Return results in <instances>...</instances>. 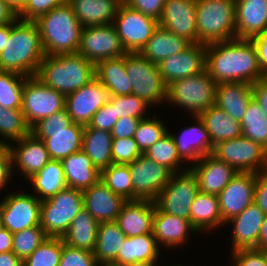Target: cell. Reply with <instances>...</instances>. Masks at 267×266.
Wrapping results in <instances>:
<instances>
[{
	"label": "cell",
	"instance_id": "6da1fadb",
	"mask_svg": "<svg viewBox=\"0 0 267 266\" xmlns=\"http://www.w3.org/2000/svg\"><path fill=\"white\" fill-rule=\"evenodd\" d=\"M206 69L217 84H254L266 76L259 67L257 50L251 39L235 38L206 44Z\"/></svg>",
	"mask_w": 267,
	"mask_h": 266
},
{
	"label": "cell",
	"instance_id": "7a4b0ae2",
	"mask_svg": "<svg viewBox=\"0 0 267 266\" xmlns=\"http://www.w3.org/2000/svg\"><path fill=\"white\" fill-rule=\"evenodd\" d=\"M44 56L39 30L34 21L17 18L9 22V38L0 53V71L35 76Z\"/></svg>",
	"mask_w": 267,
	"mask_h": 266
},
{
	"label": "cell",
	"instance_id": "3957f363",
	"mask_svg": "<svg viewBox=\"0 0 267 266\" xmlns=\"http://www.w3.org/2000/svg\"><path fill=\"white\" fill-rule=\"evenodd\" d=\"M39 30L45 55L77 53L83 26L65 3L33 20Z\"/></svg>",
	"mask_w": 267,
	"mask_h": 266
},
{
	"label": "cell",
	"instance_id": "277c9868",
	"mask_svg": "<svg viewBox=\"0 0 267 266\" xmlns=\"http://www.w3.org/2000/svg\"><path fill=\"white\" fill-rule=\"evenodd\" d=\"M35 77L67 96L95 78V64L78 53L45 55Z\"/></svg>",
	"mask_w": 267,
	"mask_h": 266
},
{
	"label": "cell",
	"instance_id": "5b68a950",
	"mask_svg": "<svg viewBox=\"0 0 267 266\" xmlns=\"http://www.w3.org/2000/svg\"><path fill=\"white\" fill-rule=\"evenodd\" d=\"M197 43L236 38L235 0H197Z\"/></svg>",
	"mask_w": 267,
	"mask_h": 266
},
{
	"label": "cell",
	"instance_id": "8992f818",
	"mask_svg": "<svg viewBox=\"0 0 267 266\" xmlns=\"http://www.w3.org/2000/svg\"><path fill=\"white\" fill-rule=\"evenodd\" d=\"M83 208L82 191L66 187L56 195L41 201L40 226L48 237L62 238L73 218Z\"/></svg>",
	"mask_w": 267,
	"mask_h": 266
},
{
	"label": "cell",
	"instance_id": "52a82bcc",
	"mask_svg": "<svg viewBox=\"0 0 267 266\" xmlns=\"http://www.w3.org/2000/svg\"><path fill=\"white\" fill-rule=\"evenodd\" d=\"M216 86L205 69L169 84L166 100L190 111L193 117L199 116L215 104Z\"/></svg>",
	"mask_w": 267,
	"mask_h": 266
},
{
	"label": "cell",
	"instance_id": "ba28073f",
	"mask_svg": "<svg viewBox=\"0 0 267 266\" xmlns=\"http://www.w3.org/2000/svg\"><path fill=\"white\" fill-rule=\"evenodd\" d=\"M125 69L132 86V94L152 106L167 98V86L162 80L158 64L140 53L125 54Z\"/></svg>",
	"mask_w": 267,
	"mask_h": 266
},
{
	"label": "cell",
	"instance_id": "9c48e42d",
	"mask_svg": "<svg viewBox=\"0 0 267 266\" xmlns=\"http://www.w3.org/2000/svg\"><path fill=\"white\" fill-rule=\"evenodd\" d=\"M212 155L238 173L258 174L267 171V150L244 136L217 143L213 147Z\"/></svg>",
	"mask_w": 267,
	"mask_h": 266
},
{
	"label": "cell",
	"instance_id": "30bf717a",
	"mask_svg": "<svg viewBox=\"0 0 267 266\" xmlns=\"http://www.w3.org/2000/svg\"><path fill=\"white\" fill-rule=\"evenodd\" d=\"M199 192L198 181L194 172L188 168L181 173H173L169 183L161 190L156 206L167 214L184 218L191 222V205Z\"/></svg>",
	"mask_w": 267,
	"mask_h": 266
},
{
	"label": "cell",
	"instance_id": "8fae6325",
	"mask_svg": "<svg viewBox=\"0 0 267 266\" xmlns=\"http://www.w3.org/2000/svg\"><path fill=\"white\" fill-rule=\"evenodd\" d=\"M65 108V96L43 84L37 77L25 80L21 109L31 128L39 120Z\"/></svg>",
	"mask_w": 267,
	"mask_h": 266
},
{
	"label": "cell",
	"instance_id": "7c38bea8",
	"mask_svg": "<svg viewBox=\"0 0 267 266\" xmlns=\"http://www.w3.org/2000/svg\"><path fill=\"white\" fill-rule=\"evenodd\" d=\"M113 25L127 53H139L159 26V22L122 2Z\"/></svg>",
	"mask_w": 267,
	"mask_h": 266
},
{
	"label": "cell",
	"instance_id": "4fadbf2b",
	"mask_svg": "<svg viewBox=\"0 0 267 266\" xmlns=\"http://www.w3.org/2000/svg\"><path fill=\"white\" fill-rule=\"evenodd\" d=\"M78 54L92 63L124 56V49L113 24L83 27Z\"/></svg>",
	"mask_w": 267,
	"mask_h": 266
},
{
	"label": "cell",
	"instance_id": "5bb4252c",
	"mask_svg": "<svg viewBox=\"0 0 267 266\" xmlns=\"http://www.w3.org/2000/svg\"><path fill=\"white\" fill-rule=\"evenodd\" d=\"M134 200L155 201L161 190L169 183L172 172L145 154L128 164Z\"/></svg>",
	"mask_w": 267,
	"mask_h": 266
},
{
	"label": "cell",
	"instance_id": "9a60e30c",
	"mask_svg": "<svg viewBox=\"0 0 267 266\" xmlns=\"http://www.w3.org/2000/svg\"><path fill=\"white\" fill-rule=\"evenodd\" d=\"M41 200L36 195L12 193L0 202L3 228L12 234L40 225Z\"/></svg>",
	"mask_w": 267,
	"mask_h": 266
},
{
	"label": "cell",
	"instance_id": "2e32d148",
	"mask_svg": "<svg viewBox=\"0 0 267 266\" xmlns=\"http://www.w3.org/2000/svg\"><path fill=\"white\" fill-rule=\"evenodd\" d=\"M110 98V92L95 77L77 91L65 96V108L74 123L86 126Z\"/></svg>",
	"mask_w": 267,
	"mask_h": 266
},
{
	"label": "cell",
	"instance_id": "e0dca14e",
	"mask_svg": "<svg viewBox=\"0 0 267 266\" xmlns=\"http://www.w3.org/2000/svg\"><path fill=\"white\" fill-rule=\"evenodd\" d=\"M158 68L166 86L198 74L206 69V44L192 43L184 51L163 59Z\"/></svg>",
	"mask_w": 267,
	"mask_h": 266
},
{
	"label": "cell",
	"instance_id": "ac0fdd59",
	"mask_svg": "<svg viewBox=\"0 0 267 266\" xmlns=\"http://www.w3.org/2000/svg\"><path fill=\"white\" fill-rule=\"evenodd\" d=\"M257 173H238L218 194L222 221H228L254 202Z\"/></svg>",
	"mask_w": 267,
	"mask_h": 266
},
{
	"label": "cell",
	"instance_id": "d6986e66",
	"mask_svg": "<svg viewBox=\"0 0 267 266\" xmlns=\"http://www.w3.org/2000/svg\"><path fill=\"white\" fill-rule=\"evenodd\" d=\"M196 3L197 0H165L159 26L197 43Z\"/></svg>",
	"mask_w": 267,
	"mask_h": 266
},
{
	"label": "cell",
	"instance_id": "ffe728a7",
	"mask_svg": "<svg viewBox=\"0 0 267 266\" xmlns=\"http://www.w3.org/2000/svg\"><path fill=\"white\" fill-rule=\"evenodd\" d=\"M197 164L189 166L198 181L199 191L218 195L238 172L212 154L203 156Z\"/></svg>",
	"mask_w": 267,
	"mask_h": 266
},
{
	"label": "cell",
	"instance_id": "44dd1931",
	"mask_svg": "<svg viewBox=\"0 0 267 266\" xmlns=\"http://www.w3.org/2000/svg\"><path fill=\"white\" fill-rule=\"evenodd\" d=\"M16 143L18 144L15 148L13 144L7 146L12 156V166H17L27 179L51 160L44 141L36 138L31 132Z\"/></svg>",
	"mask_w": 267,
	"mask_h": 266
},
{
	"label": "cell",
	"instance_id": "7402d4cb",
	"mask_svg": "<svg viewBox=\"0 0 267 266\" xmlns=\"http://www.w3.org/2000/svg\"><path fill=\"white\" fill-rule=\"evenodd\" d=\"M84 208L99 223L114 222L126 200L112 192L100 179L82 191Z\"/></svg>",
	"mask_w": 267,
	"mask_h": 266
},
{
	"label": "cell",
	"instance_id": "603a6c76",
	"mask_svg": "<svg viewBox=\"0 0 267 266\" xmlns=\"http://www.w3.org/2000/svg\"><path fill=\"white\" fill-rule=\"evenodd\" d=\"M236 38L251 39L267 31V0H235Z\"/></svg>",
	"mask_w": 267,
	"mask_h": 266
},
{
	"label": "cell",
	"instance_id": "cb8c5ba5",
	"mask_svg": "<svg viewBox=\"0 0 267 266\" xmlns=\"http://www.w3.org/2000/svg\"><path fill=\"white\" fill-rule=\"evenodd\" d=\"M154 213V201L128 200L124 203L115 222L126 237L152 233Z\"/></svg>",
	"mask_w": 267,
	"mask_h": 266
},
{
	"label": "cell",
	"instance_id": "d4e9b609",
	"mask_svg": "<svg viewBox=\"0 0 267 266\" xmlns=\"http://www.w3.org/2000/svg\"><path fill=\"white\" fill-rule=\"evenodd\" d=\"M84 130V125L73 122L66 130L31 133L44 141L52 160H62L82 150Z\"/></svg>",
	"mask_w": 267,
	"mask_h": 266
},
{
	"label": "cell",
	"instance_id": "484cf974",
	"mask_svg": "<svg viewBox=\"0 0 267 266\" xmlns=\"http://www.w3.org/2000/svg\"><path fill=\"white\" fill-rule=\"evenodd\" d=\"M265 213L253 202L239 215L231 218L233 226L232 251L258 249L259 233Z\"/></svg>",
	"mask_w": 267,
	"mask_h": 266
},
{
	"label": "cell",
	"instance_id": "4316f807",
	"mask_svg": "<svg viewBox=\"0 0 267 266\" xmlns=\"http://www.w3.org/2000/svg\"><path fill=\"white\" fill-rule=\"evenodd\" d=\"M196 126L184 129L180 136L171 134L180 158L184 161H199L203 156L212 154L213 145L204 122L199 116H194Z\"/></svg>",
	"mask_w": 267,
	"mask_h": 266
},
{
	"label": "cell",
	"instance_id": "83f0119b",
	"mask_svg": "<svg viewBox=\"0 0 267 266\" xmlns=\"http://www.w3.org/2000/svg\"><path fill=\"white\" fill-rule=\"evenodd\" d=\"M252 98V84L222 82L216 86L215 105L239 122L243 119Z\"/></svg>",
	"mask_w": 267,
	"mask_h": 266
},
{
	"label": "cell",
	"instance_id": "f1b7e54d",
	"mask_svg": "<svg viewBox=\"0 0 267 266\" xmlns=\"http://www.w3.org/2000/svg\"><path fill=\"white\" fill-rule=\"evenodd\" d=\"M189 231H197L189 220L162 212L155 204L152 233L157 244L167 247L181 245L186 241Z\"/></svg>",
	"mask_w": 267,
	"mask_h": 266
},
{
	"label": "cell",
	"instance_id": "f546056e",
	"mask_svg": "<svg viewBox=\"0 0 267 266\" xmlns=\"http://www.w3.org/2000/svg\"><path fill=\"white\" fill-rule=\"evenodd\" d=\"M83 27L113 24L120 0H68Z\"/></svg>",
	"mask_w": 267,
	"mask_h": 266
},
{
	"label": "cell",
	"instance_id": "4dcf8cb0",
	"mask_svg": "<svg viewBox=\"0 0 267 266\" xmlns=\"http://www.w3.org/2000/svg\"><path fill=\"white\" fill-rule=\"evenodd\" d=\"M61 163L67 187L83 191L100 179V171L82 150L62 159Z\"/></svg>",
	"mask_w": 267,
	"mask_h": 266
},
{
	"label": "cell",
	"instance_id": "1f68e13d",
	"mask_svg": "<svg viewBox=\"0 0 267 266\" xmlns=\"http://www.w3.org/2000/svg\"><path fill=\"white\" fill-rule=\"evenodd\" d=\"M191 44L187 39L158 26L139 53L152 63L159 64L163 59L184 51Z\"/></svg>",
	"mask_w": 267,
	"mask_h": 266
},
{
	"label": "cell",
	"instance_id": "d6a6232c",
	"mask_svg": "<svg viewBox=\"0 0 267 266\" xmlns=\"http://www.w3.org/2000/svg\"><path fill=\"white\" fill-rule=\"evenodd\" d=\"M95 77L110 92L111 96L132 94L131 82L125 69V55L97 62Z\"/></svg>",
	"mask_w": 267,
	"mask_h": 266
},
{
	"label": "cell",
	"instance_id": "836d02e7",
	"mask_svg": "<svg viewBox=\"0 0 267 266\" xmlns=\"http://www.w3.org/2000/svg\"><path fill=\"white\" fill-rule=\"evenodd\" d=\"M158 248L153 233L126 237L114 262L121 265L134 262L156 263L160 251Z\"/></svg>",
	"mask_w": 267,
	"mask_h": 266
},
{
	"label": "cell",
	"instance_id": "e575fe53",
	"mask_svg": "<svg viewBox=\"0 0 267 266\" xmlns=\"http://www.w3.org/2000/svg\"><path fill=\"white\" fill-rule=\"evenodd\" d=\"M208 131L212 145L242 136L241 124L215 104L199 115Z\"/></svg>",
	"mask_w": 267,
	"mask_h": 266
},
{
	"label": "cell",
	"instance_id": "d590c367",
	"mask_svg": "<svg viewBox=\"0 0 267 266\" xmlns=\"http://www.w3.org/2000/svg\"><path fill=\"white\" fill-rule=\"evenodd\" d=\"M99 222L85 209H81L73 218L67 232L62 236L65 244L74 248L94 251Z\"/></svg>",
	"mask_w": 267,
	"mask_h": 266
},
{
	"label": "cell",
	"instance_id": "8d00e7d4",
	"mask_svg": "<svg viewBox=\"0 0 267 266\" xmlns=\"http://www.w3.org/2000/svg\"><path fill=\"white\" fill-rule=\"evenodd\" d=\"M111 132L85 126L82 151H84L96 168L101 171L113 164Z\"/></svg>",
	"mask_w": 267,
	"mask_h": 266
},
{
	"label": "cell",
	"instance_id": "74e56055",
	"mask_svg": "<svg viewBox=\"0 0 267 266\" xmlns=\"http://www.w3.org/2000/svg\"><path fill=\"white\" fill-rule=\"evenodd\" d=\"M191 225L199 232L223 225L218 195L199 191L191 205Z\"/></svg>",
	"mask_w": 267,
	"mask_h": 266
},
{
	"label": "cell",
	"instance_id": "f35d334b",
	"mask_svg": "<svg viewBox=\"0 0 267 266\" xmlns=\"http://www.w3.org/2000/svg\"><path fill=\"white\" fill-rule=\"evenodd\" d=\"M126 235L114 222H101L98 227L96 245L93 254L98 264L114 262Z\"/></svg>",
	"mask_w": 267,
	"mask_h": 266
},
{
	"label": "cell",
	"instance_id": "ab89813d",
	"mask_svg": "<svg viewBox=\"0 0 267 266\" xmlns=\"http://www.w3.org/2000/svg\"><path fill=\"white\" fill-rule=\"evenodd\" d=\"M39 200L48 199L67 187L61 160H50L39 172L28 179Z\"/></svg>",
	"mask_w": 267,
	"mask_h": 266
},
{
	"label": "cell",
	"instance_id": "60d3db41",
	"mask_svg": "<svg viewBox=\"0 0 267 266\" xmlns=\"http://www.w3.org/2000/svg\"><path fill=\"white\" fill-rule=\"evenodd\" d=\"M240 124L242 136L260 144L267 150V116L254 98L249 102Z\"/></svg>",
	"mask_w": 267,
	"mask_h": 266
},
{
	"label": "cell",
	"instance_id": "b9f144b4",
	"mask_svg": "<svg viewBox=\"0 0 267 266\" xmlns=\"http://www.w3.org/2000/svg\"><path fill=\"white\" fill-rule=\"evenodd\" d=\"M100 180L126 201L134 200L132 179L128 164H112L100 171Z\"/></svg>",
	"mask_w": 267,
	"mask_h": 266
},
{
	"label": "cell",
	"instance_id": "7bdbcfd3",
	"mask_svg": "<svg viewBox=\"0 0 267 266\" xmlns=\"http://www.w3.org/2000/svg\"><path fill=\"white\" fill-rule=\"evenodd\" d=\"M27 78L14 72L0 71V105L2 107L21 108L23 87Z\"/></svg>",
	"mask_w": 267,
	"mask_h": 266
},
{
	"label": "cell",
	"instance_id": "ee69618b",
	"mask_svg": "<svg viewBox=\"0 0 267 266\" xmlns=\"http://www.w3.org/2000/svg\"><path fill=\"white\" fill-rule=\"evenodd\" d=\"M143 154L156 163L168 168L172 173L178 172L177 169H179L178 167L182 162L175 141L169 132L149 147Z\"/></svg>",
	"mask_w": 267,
	"mask_h": 266
},
{
	"label": "cell",
	"instance_id": "f6af8a7d",
	"mask_svg": "<svg viewBox=\"0 0 267 266\" xmlns=\"http://www.w3.org/2000/svg\"><path fill=\"white\" fill-rule=\"evenodd\" d=\"M30 133L21 108L8 109L0 105V136L18 141Z\"/></svg>",
	"mask_w": 267,
	"mask_h": 266
},
{
	"label": "cell",
	"instance_id": "bcb514c9",
	"mask_svg": "<svg viewBox=\"0 0 267 266\" xmlns=\"http://www.w3.org/2000/svg\"><path fill=\"white\" fill-rule=\"evenodd\" d=\"M63 240L48 237L23 261V266H59Z\"/></svg>",
	"mask_w": 267,
	"mask_h": 266
},
{
	"label": "cell",
	"instance_id": "7dc6e473",
	"mask_svg": "<svg viewBox=\"0 0 267 266\" xmlns=\"http://www.w3.org/2000/svg\"><path fill=\"white\" fill-rule=\"evenodd\" d=\"M48 238L40 225L23 229L13 234L12 252L24 261Z\"/></svg>",
	"mask_w": 267,
	"mask_h": 266
},
{
	"label": "cell",
	"instance_id": "c3c4849f",
	"mask_svg": "<svg viewBox=\"0 0 267 266\" xmlns=\"http://www.w3.org/2000/svg\"><path fill=\"white\" fill-rule=\"evenodd\" d=\"M168 131L159 119H141L134 133V140L144 153L149 147L160 140Z\"/></svg>",
	"mask_w": 267,
	"mask_h": 266
},
{
	"label": "cell",
	"instance_id": "681fc988",
	"mask_svg": "<svg viewBox=\"0 0 267 266\" xmlns=\"http://www.w3.org/2000/svg\"><path fill=\"white\" fill-rule=\"evenodd\" d=\"M109 103L115 108L116 117L147 118L144 112L150 106L139 96L130 94L125 96H111Z\"/></svg>",
	"mask_w": 267,
	"mask_h": 266
},
{
	"label": "cell",
	"instance_id": "f907efd6",
	"mask_svg": "<svg viewBox=\"0 0 267 266\" xmlns=\"http://www.w3.org/2000/svg\"><path fill=\"white\" fill-rule=\"evenodd\" d=\"M111 150L113 164H129L143 154L134 137L113 139Z\"/></svg>",
	"mask_w": 267,
	"mask_h": 266
},
{
	"label": "cell",
	"instance_id": "816d5d0a",
	"mask_svg": "<svg viewBox=\"0 0 267 266\" xmlns=\"http://www.w3.org/2000/svg\"><path fill=\"white\" fill-rule=\"evenodd\" d=\"M97 264L93 252L70 247L63 242L59 266H97Z\"/></svg>",
	"mask_w": 267,
	"mask_h": 266
},
{
	"label": "cell",
	"instance_id": "f5cc1de1",
	"mask_svg": "<svg viewBox=\"0 0 267 266\" xmlns=\"http://www.w3.org/2000/svg\"><path fill=\"white\" fill-rule=\"evenodd\" d=\"M72 123L73 121L68 114L67 109L64 108L49 117L39 120L30 128V132L66 130Z\"/></svg>",
	"mask_w": 267,
	"mask_h": 266
},
{
	"label": "cell",
	"instance_id": "db71d44e",
	"mask_svg": "<svg viewBox=\"0 0 267 266\" xmlns=\"http://www.w3.org/2000/svg\"><path fill=\"white\" fill-rule=\"evenodd\" d=\"M68 0H29L17 13L22 20H35L38 16L49 12L55 7L67 3Z\"/></svg>",
	"mask_w": 267,
	"mask_h": 266
},
{
	"label": "cell",
	"instance_id": "11a10c76",
	"mask_svg": "<svg viewBox=\"0 0 267 266\" xmlns=\"http://www.w3.org/2000/svg\"><path fill=\"white\" fill-rule=\"evenodd\" d=\"M233 266H267V250L250 248L232 251Z\"/></svg>",
	"mask_w": 267,
	"mask_h": 266
},
{
	"label": "cell",
	"instance_id": "9f6ffc18",
	"mask_svg": "<svg viewBox=\"0 0 267 266\" xmlns=\"http://www.w3.org/2000/svg\"><path fill=\"white\" fill-rule=\"evenodd\" d=\"M118 119L115 108L108 102L98 109L88 126L111 132Z\"/></svg>",
	"mask_w": 267,
	"mask_h": 266
},
{
	"label": "cell",
	"instance_id": "6f0895ef",
	"mask_svg": "<svg viewBox=\"0 0 267 266\" xmlns=\"http://www.w3.org/2000/svg\"><path fill=\"white\" fill-rule=\"evenodd\" d=\"M130 8L159 21L162 16L165 0H125Z\"/></svg>",
	"mask_w": 267,
	"mask_h": 266
},
{
	"label": "cell",
	"instance_id": "680465c9",
	"mask_svg": "<svg viewBox=\"0 0 267 266\" xmlns=\"http://www.w3.org/2000/svg\"><path fill=\"white\" fill-rule=\"evenodd\" d=\"M141 119L134 117L119 118L111 131L113 139L134 137V133Z\"/></svg>",
	"mask_w": 267,
	"mask_h": 266
},
{
	"label": "cell",
	"instance_id": "91938a15",
	"mask_svg": "<svg viewBox=\"0 0 267 266\" xmlns=\"http://www.w3.org/2000/svg\"><path fill=\"white\" fill-rule=\"evenodd\" d=\"M254 203L267 215V171L256 176Z\"/></svg>",
	"mask_w": 267,
	"mask_h": 266
},
{
	"label": "cell",
	"instance_id": "94428289",
	"mask_svg": "<svg viewBox=\"0 0 267 266\" xmlns=\"http://www.w3.org/2000/svg\"><path fill=\"white\" fill-rule=\"evenodd\" d=\"M12 156L7 147L0 151V188L6 186L5 184L10 181L13 174Z\"/></svg>",
	"mask_w": 267,
	"mask_h": 266
},
{
	"label": "cell",
	"instance_id": "6125c7cd",
	"mask_svg": "<svg viewBox=\"0 0 267 266\" xmlns=\"http://www.w3.org/2000/svg\"><path fill=\"white\" fill-rule=\"evenodd\" d=\"M251 40L257 50L259 67L267 75V31Z\"/></svg>",
	"mask_w": 267,
	"mask_h": 266
},
{
	"label": "cell",
	"instance_id": "be15d7a7",
	"mask_svg": "<svg viewBox=\"0 0 267 266\" xmlns=\"http://www.w3.org/2000/svg\"><path fill=\"white\" fill-rule=\"evenodd\" d=\"M253 98L263 108L267 116V76L252 84Z\"/></svg>",
	"mask_w": 267,
	"mask_h": 266
},
{
	"label": "cell",
	"instance_id": "e7e4bbea",
	"mask_svg": "<svg viewBox=\"0 0 267 266\" xmlns=\"http://www.w3.org/2000/svg\"><path fill=\"white\" fill-rule=\"evenodd\" d=\"M17 18L18 14L4 0H0V26L13 22Z\"/></svg>",
	"mask_w": 267,
	"mask_h": 266
},
{
	"label": "cell",
	"instance_id": "03108f58",
	"mask_svg": "<svg viewBox=\"0 0 267 266\" xmlns=\"http://www.w3.org/2000/svg\"><path fill=\"white\" fill-rule=\"evenodd\" d=\"M0 266H23V261L12 251L0 253Z\"/></svg>",
	"mask_w": 267,
	"mask_h": 266
},
{
	"label": "cell",
	"instance_id": "003e7915",
	"mask_svg": "<svg viewBox=\"0 0 267 266\" xmlns=\"http://www.w3.org/2000/svg\"><path fill=\"white\" fill-rule=\"evenodd\" d=\"M13 234L6 228L0 230V253L12 251Z\"/></svg>",
	"mask_w": 267,
	"mask_h": 266
},
{
	"label": "cell",
	"instance_id": "a7ac6f4b",
	"mask_svg": "<svg viewBox=\"0 0 267 266\" xmlns=\"http://www.w3.org/2000/svg\"><path fill=\"white\" fill-rule=\"evenodd\" d=\"M258 249L267 250V215H265L260 229Z\"/></svg>",
	"mask_w": 267,
	"mask_h": 266
},
{
	"label": "cell",
	"instance_id": "89a4df30",
	"mask_svg": "<svg viewBox=\"0 0 267 266\" xmlns=\"http://www.w3.org/2000/svg\"><path fill=\"white\" fill-rule=\"evenodd\" d=\"M9 38V23L0 26V53L5 48L6 39Z\"/></svg>",
	"mask_w": 267,
	"mask_h": 266
},
{
	"label": "cell",
	"instance_id": "2644e50d",
	"mask_svg": "<svg viewBox=\"0 0 267 266\" xmlns=\"http://www.w3.org/2000/svg\"><path fill=\"white\" fill-rule=\"evenodd\" d=\"M16 13H18L29 0H4Z\"/></svg>",
	"mask_w": 267,
	"mask_h": 266
},
{
	"label": "cell",
	"instance_id": "8c879c8a",
	"mask_svg": "<svg viewBox=\"0 0 267 266\" xmlns=\"http://www.w3.org/2000/svg\"><path fill=\"white\" fill-rule=\"evenodd\" d=\"M124 266H157L156 263H150V262H134L129 263Z\"/></svg>",
	"mask_w": 267,
	"mask_h": 266
},
{
	"label": "cell",
	"instance_id": "753ad0ef",
	"mask_svg": "<svg viewBox=\"0 0 267 266\" xmlns=\"http://www.w3.org/2000/svg\"><path fill=\"white\" fill-rule=\"evenodd\" d=\"M100 266H124V265H121V264H118V263H115V262H105V263H101V264H98Z\"/></svg>",
	"mask_w": 267,
	"mask_h": 266
},
{
	"label": "cell",
	"instance_id": "34e18365",
	"mask_svg": "<svg viewBox=\"0 0 267 266\" xmlns=\"http://www.w3.org/2000/svg\"><path fill=\"white\" fill-rule=\"evenodd\" d=\"M3 228V221H2V213H1V206H0V230Z\"/></svg>",
	"mask_w": 267,
	"mask_h": 266
},
{
	"label": "cell",
	"instance_id": "11e5206c",
	"mask_svg": "<svg viewBox=\"0 0 267 266\" xmlns=\"http://www.w3.org/2000/svg\"><path fill=\"white\" fill-rule=\"evenodd\" d=\"M5 142H6L5 140L3 141L0 140V144L3 145L4 147H7L9 145V142L8 143Z\"/></svg>",
	"mask_w": 267,
	"mask_h": 266
},
{
	"label": "cell",
	"instance_id": "2a66077c",
	"mask_svg": "<svg viewBox=\"0 0 267 266\" xmlns=\"http://www.w3.org/2000/svg\"><path fill=\"white\" fill-rule=\"evenodd\" d=\"M3 148H4V146L0 144V151H1Z\"/></svg>",
	"mask_w": 267,
	"mask_h": 266
}]
</instances>
